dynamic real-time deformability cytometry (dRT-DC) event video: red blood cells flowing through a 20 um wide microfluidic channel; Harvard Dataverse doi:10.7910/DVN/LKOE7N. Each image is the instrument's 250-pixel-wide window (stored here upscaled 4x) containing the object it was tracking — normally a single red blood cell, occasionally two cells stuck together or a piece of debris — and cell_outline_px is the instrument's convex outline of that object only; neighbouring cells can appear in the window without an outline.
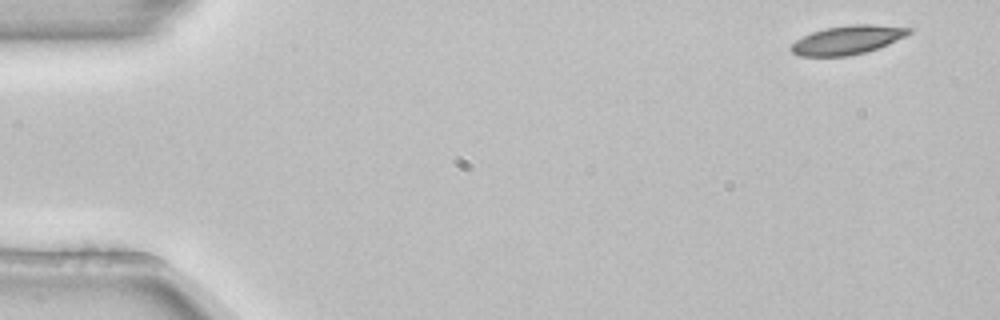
{"species": "common noctule bat (a hibernating species)", "species_latin": "Nyctalus noctula", "temperature_condition": "room temperature", "stored_images_in_passage": 4, "camera_frame_rate_fps": 3000, "um_per_image_px": 0.085, "animal": {"sex": "female", "body_mass_g": 22.7, "forearm_length_mm": 54.2}, "frame": {"image": 1, "passage_image": 1, "time_ms": 0.0, "image_size_px": [1000, 320], "cell_outline_px": [[916, 28], [912, 32], [888, 44], [864, 52], [848, 56], [800, 56], [792, 52], [788, 48], [796, 40], [812, 32], [824, 28], [856, 24], [872, 24]], "centroid_in_image_um": [72.04, 3.39], "position_along_channel_um": 13.0, "area_um2": 19.65}}
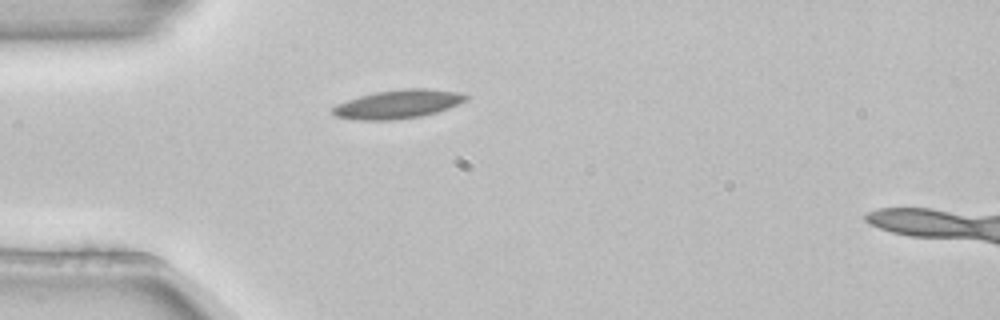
{"frame": {"image": 2, "passage_image": 4, "time_ms": 1.0, "image_size_px": [1000, 320], "cell_outline_px": [[468, 100], [448, 108], [436, 112], [420, 116], [396, 120], [356, 120], [336, 116], [332, 112], [332, 108], [336, 104], [360, 96], [376, 92], [408, 88], [428, 88], [456, 92], [468, 96]], "centroid_in_image_um": [33.82, 8.86], "position_along_channel_um": 51.2, "area_um2": 22.08}}